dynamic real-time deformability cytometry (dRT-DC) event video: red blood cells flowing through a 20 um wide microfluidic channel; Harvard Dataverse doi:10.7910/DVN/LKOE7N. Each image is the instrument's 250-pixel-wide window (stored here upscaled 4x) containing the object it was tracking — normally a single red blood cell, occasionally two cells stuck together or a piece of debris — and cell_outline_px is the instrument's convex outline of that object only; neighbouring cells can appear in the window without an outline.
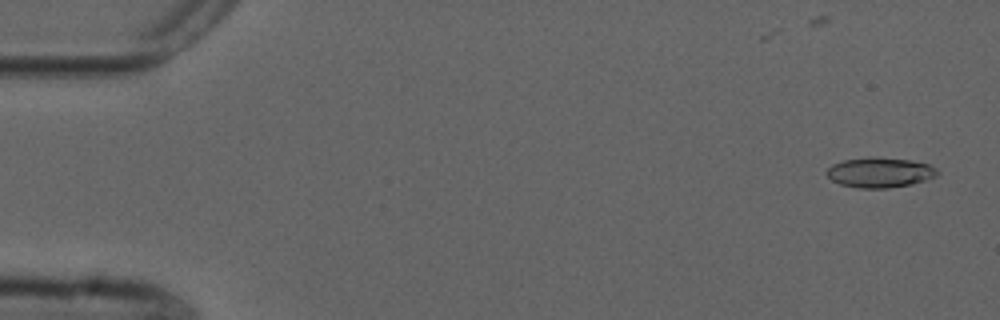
{"species": "common noctule bat (a hibernating species)", "species_latin": "Nyctalus noctula", "temperature_condition": "cold", "stored_images_in_passage": 54, "camera_frame_rate_fps": 3000, "um_per_image_px": 0.085, "animal": {"sex": "male", "forearm_length_mm": 52.5}, "frame": {"image": 1, "passage_image": 2, "time_ms": 0.333, "image_size_px": [1000, 320], "cell_outline_px": [[940, 172], [936, 176], [912, 184], [888, 188], [856, 188], [840, 184], [832, 180], [824, 172], [832, 164], [844, 160], [872, 156], [908, 160], [928, 164], [936, 168]], "centroid_in_image_um": [74.76, 14.66], "position_along_channel_um": 10.2, "area_um2": 19.42}}
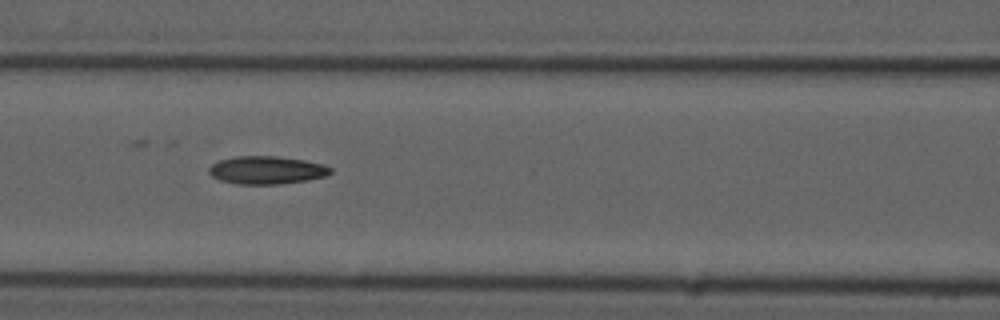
{"frame": {"image": 2, "passage_image": 23, "time_ms": 7.333, "image_size_px": [1000, 320], "cell_outline_px": [[332, 172], [324, 176], [308, 180], [280, 184], [236, 184], [220, 180], [212, 176], [208, 172], [208, 168], [212, 164], [220, 160], [236, 156], [276, 156], [304, 160], [320, 164], [332, 168]], "centroid_in_image_um": [22.63, 14.46], "position_along_channel_um": 144.0, "area_um2": 19.71}}
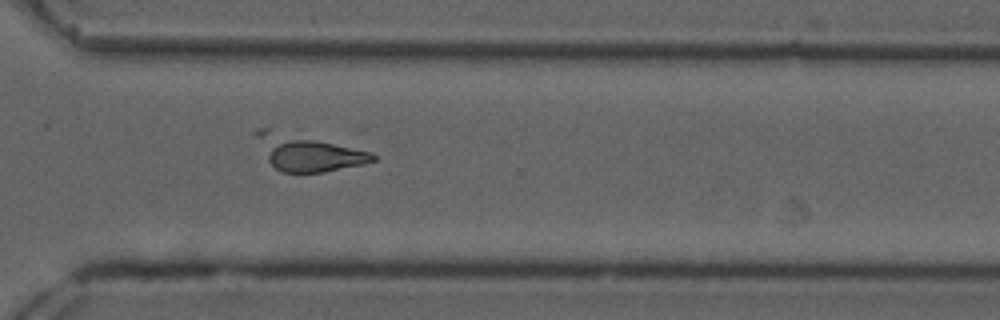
{"frame": {"image": 3, "passage_image": 39, "time_ms": 12.667, "image_size_px": [1000, 320], "cell_outline_px": [[376, 160], [364, 164], [320, 172], [280, 172], [268, 160], [252, 132], [256, 128], [268, 128], [372, 152], [376, 156]], "centroid_in_image_um": [26.13, 12.97], "position_along_channel_um": 344.5, "area_um2": 23.93}}